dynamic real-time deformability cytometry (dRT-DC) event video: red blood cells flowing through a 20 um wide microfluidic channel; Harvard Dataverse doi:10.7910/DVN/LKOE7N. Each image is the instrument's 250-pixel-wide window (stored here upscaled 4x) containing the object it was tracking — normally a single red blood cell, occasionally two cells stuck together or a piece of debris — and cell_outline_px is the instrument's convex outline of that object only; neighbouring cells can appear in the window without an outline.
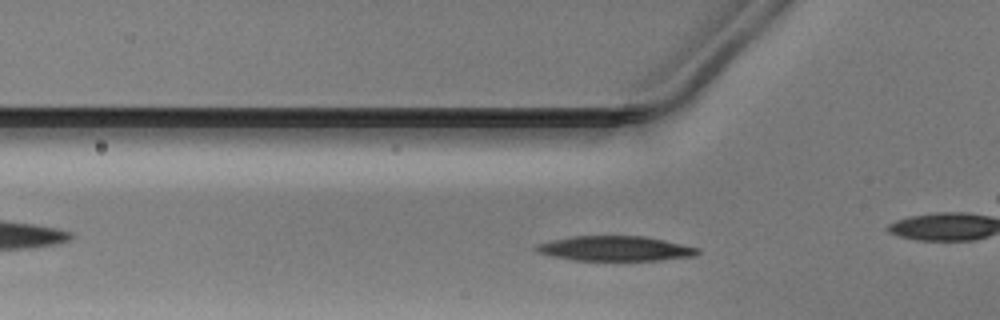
{"species": "Egyptian fruit bat (a non-hibernating species)", "species_latin": "Rousettus aegyptiacus", "temperature_condition": "warm", "stored_images_in_passage": 31, "camera_frame_rate_fps": 3000, "um_per_image_px": 0.085, "animal": {"sex": "male"}, "frame": {"image": 1, "passage_image": 6, "time_ms": 1.667, "image_size_px": [1000, 320], "cell_outline_px": [[700, 252], [696, 256], [660, 260], [576, 260], [552, 256], [536, 252], [532, 248], [536, 244], [552, 240], [572, 236], [644, 236], [664, 240], [700, 248]], "centroid_in_image_um": [52.29, 21.12], "position_along_channel_um": 73.5, "area_um2": 23.47}}
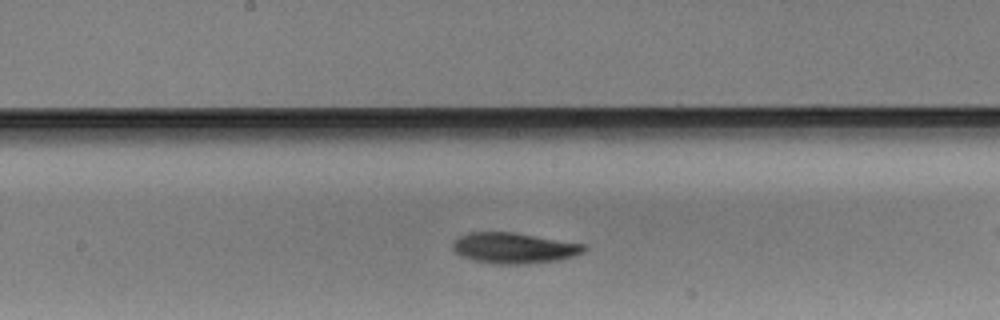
{"frame": {"image": 2, "passage_image": 16, "time_ms": 5.0, "image_size_px": [1000, 320], "cell_outline_px": [[588, 248], [584, 252], [560, 260], [520, 264], [496, 264], [472, 260], [460, 256], [452, 248], [452, 244], [460, 236], [468, 232], [516, 232], [584, 244]], "centroid_in_image_um": [43.69, 21.08], "position_along_channel_um": 204.5, "area_um2": 23.58}}
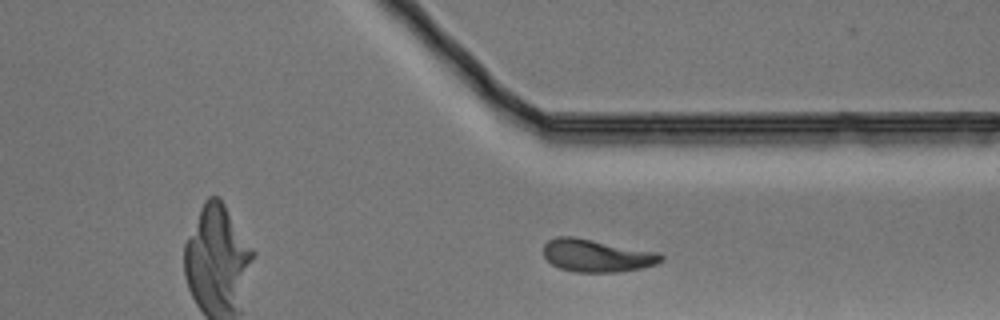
{"frame": {"image": 3, "passage_image": 28, "time_ms": 9.0, "image_size_px": [1000, 320], "cell_outline_px": [[664, 260], [656, 264], [644, 268], [620, 272], [576, 272], [560, 268], [552, 264], [544, 256], [544, 244], [548, 240], [556, 236], [576, 236], [660, 252], [664, 256]], "centroid_in_image_um": [50.77, 21.71], "position_along_channel_um": 360.6, "area_um2": 22.83}}